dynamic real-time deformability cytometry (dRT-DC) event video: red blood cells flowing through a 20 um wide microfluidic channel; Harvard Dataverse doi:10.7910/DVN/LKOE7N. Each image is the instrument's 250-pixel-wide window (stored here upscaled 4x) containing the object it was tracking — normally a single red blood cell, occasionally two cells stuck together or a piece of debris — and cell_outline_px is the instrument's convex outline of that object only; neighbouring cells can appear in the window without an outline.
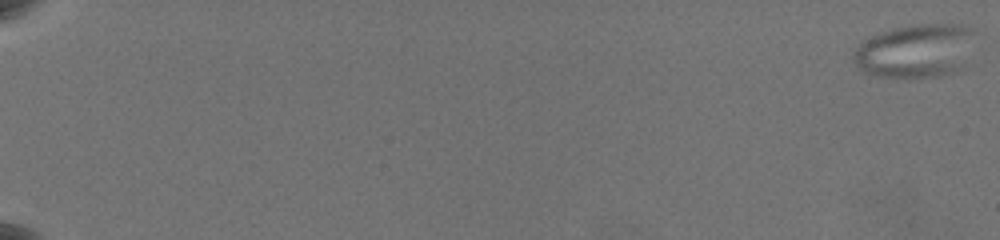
{"species": "common noctule bat (a hibernating species)", "species_latin": "Nyctalus noctula", "temperature_condition": "warm", "stored_images_in_passage": 80, "segment_of_instrument_passage": [1, 2], "camera_frame_rate_fps": 3000, "um_per_image_px": 0.085, "animal": {"sex": "female", "body_mass_g": 19.5, "forearm_length_mm": 54.1}, "frame": {"image": 1, "passage_image": 1, "time_ms": 0.0, "image_size_px": [1000, 240], "cell_outline_px": [[976, 32], [960, 72], [940, 76], [876, 76], [864, 72], [856, 68], [852, 60], [852, 56], [856, 48], [860, 44], [872, 36], [884, 32], [900, 28], [972, 28]], "centroid_in_image_um": [77.74, 4.43], "position_along_channel_um": 7.3, "area_um2": 36.01}}